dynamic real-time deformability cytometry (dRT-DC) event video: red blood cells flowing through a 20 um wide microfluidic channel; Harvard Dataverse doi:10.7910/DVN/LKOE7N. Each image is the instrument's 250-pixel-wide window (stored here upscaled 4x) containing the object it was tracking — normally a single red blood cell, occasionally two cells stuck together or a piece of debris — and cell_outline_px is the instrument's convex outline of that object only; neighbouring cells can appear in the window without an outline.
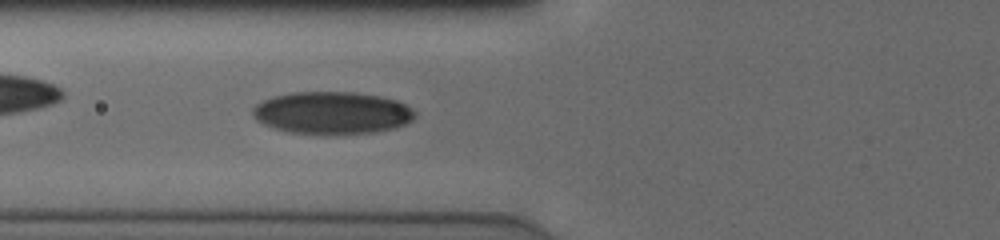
{"species": "human", "species_latin": "Homo sapiens", "temperature_condition": "cold", "stored_images_in_passage": 33, "camera_frame_rate_fps": 3000, "um_per_image_px": 0.085, "donor": {"sex": "male"}, "frame": {"image": 1, "passage_image": 6, "time_ms": 1.667, "image_size_px": [1000, 240], "cell_outline_px": [[416, 116], [412, 120], [404, 124], [392, 128], [376, 132], [328, 136], [320, 136], [288, 132], [264, 124], [256, 120], [252, 116], [252, 108], [256, 104], [264, 100], [276, 96], [292, 92], [352, 92], [380, 96], [396, 100], [412, 108], [416, 112]], "centroid_in_image_um": [28.22, 9.62], "position_along_channel_um": 97.6, "area_um2": 40.63}}
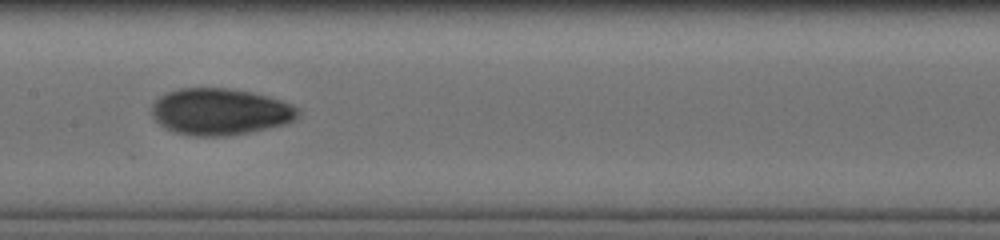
{"frame": {"image": 2, "passage_image": 13, "time_ms": 4.0, "image_size_px": [1000, 240], "cell_outline_px": [[300, 116], [284, 124], [248, 132], [228, 136], [192, 136], [172, 132], [164, 128], [152, 116], [152, 104], [160, 96], [168, 92], [180, 88], [228, 88], [252, 92], [268, 96], [292, 104], [300, 108]], "centroid_in_image_um": [18.7, 9.49], "position_along_channel_um": 188.7, "area_um2": 39.88}}
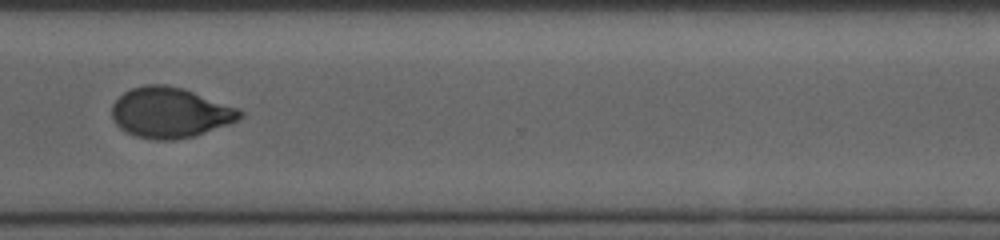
{"frame": {"image": 3, "passage_image": 26, "time_ms": 8.333, "image_size_px": [1000, 240], "cell_outline_px": [[244, 116], [228, 124], [192, 136], [176, 140], [152, 140], [136, 136], [120, 128], [116, 124], [112, 116], [112, 104], [124, 92], [132, 88], [144, 84], [164, 84], [184, 88], [236, 108], [244, 112]], "centroid_in_image_um": [14.43, 9.57], "position_along_channel_um": 356.2, "area_um2": 37.34}, "authors_computed_cell_mechanics": {"area_um2": 38.0902, "velocity_mm_per_s": 3.8804, "shape_relaxation_time_tau1_ms": null, "shape_relaxation_time_tau2_ms": 2.2238, "deformation_change_tau1": null, "deformation_change_tau2": 0.0587}}